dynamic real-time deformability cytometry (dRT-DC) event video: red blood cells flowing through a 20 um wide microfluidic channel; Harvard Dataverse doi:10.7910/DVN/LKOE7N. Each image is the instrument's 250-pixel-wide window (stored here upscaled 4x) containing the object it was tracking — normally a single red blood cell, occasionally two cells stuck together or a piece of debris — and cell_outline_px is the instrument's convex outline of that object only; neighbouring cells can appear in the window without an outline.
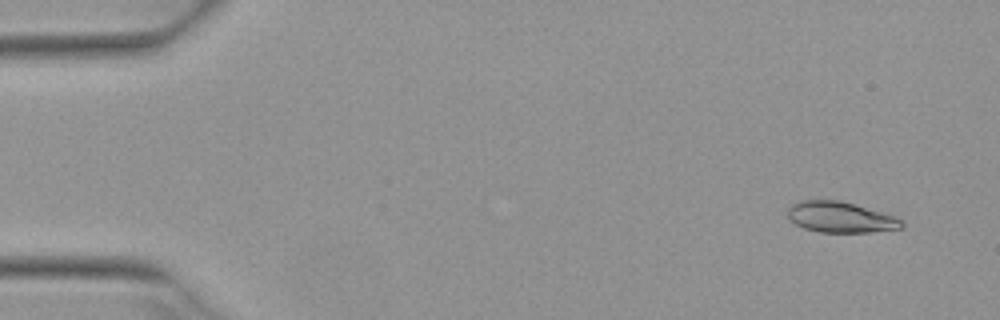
{"species": "Egyptian fruit bat (a non-hibernating species)", "species_latin": "Rousettus aegyptiacus", "temperature_condition": "warm", "stored_images_in_passage": 7, "camera_frame_rate_fps": 3000, "um_per_image_px": 0.085, "animal": {"sex": "female"}, "frame": {"image": 1, "passage_image": 1, "time_ms": 0.0, "image_size_px": [1000, 320], "cell_outline_px": [[904, 228], [868, 232], [820, 232], [804, 228], [788, 220], [788, 208], [792, 204], [800, 200], [840, 200], [880, 212], [892, 216], [900, 220], [904, 224]], "centroid_in_image_um": [71.39, 18.46], "position_along_channel_um": 13.6, "area_um2": 20.23}}
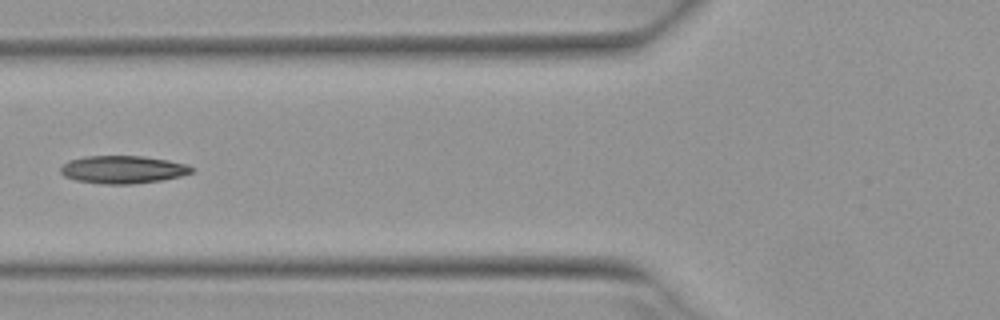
{"frame": {"image": 2, "passage_image": 5, "time_ms": 1.333, "image_size_px": [1000, 320], "cell_outline_px": [[196, 168], [192, 172], [180, 176], [160, 180], [132, 184], [104, 184], [76, 180], [64, 176], [60, 172], [60, 168], [68, 160], [84, 156], [144, 156], [168, 160], [188, 164]], "centroid_in_image_um": [10.45, 14.4], "position_along_channel_um": 115.3, "area_um2": 21.27}}
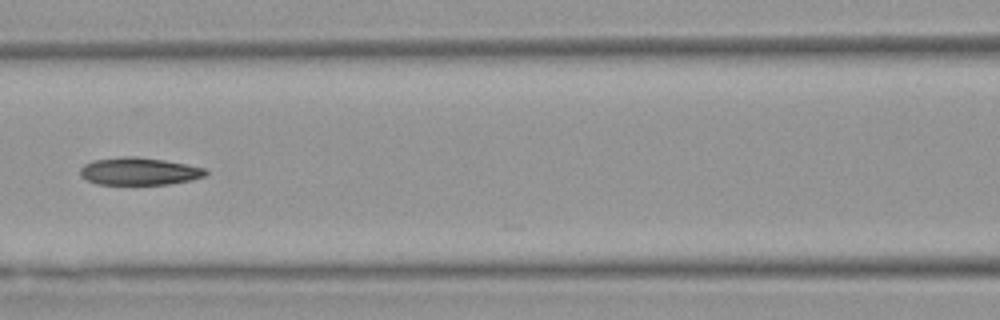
{"frame": {"image": 3, "passage_image": 6, "time_ms": 1.667, "image_size_px": [1000, 320], "cell_outline_px": [[208, 172], [204, 176], [192, 180], [168, 184], [96, 184], [80, 176], [80, 168], [84, 164], [92, 160], [124, 156], [136, 156], [164, 160], [204, 168]], "centroid_in_image_um": [11.79, 14.55], "position_along_channel_um": 154.8, "area_um2": 20.06}}